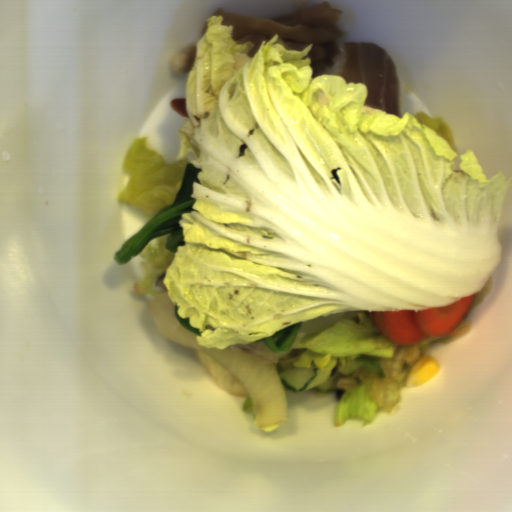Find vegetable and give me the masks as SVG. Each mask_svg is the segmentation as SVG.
I'll use <instances>...</instances> for the list:
<instances>
[{
    "mask_svg": "<svg viewBox=\"0 0 512 512\" xmlns=\"http://www.w3.org/2000/svg\"><path fill=\"white\" fill-rule=\"evenodd\" d=\"M491 287L490 277L486 286L476 292L471 309L451 334L411 346H399L387 340L374 327L371 310L358 309L302 321L294 342L283 353H274L255 341L236 346L275 367L288 369L317 366L336 371L357 360L378 362L383 378L373 375L369 368H357L354 373L356 384L340 398L333 414L335 427H341L347 421H358L365 427L377 414L394 411L407 384L408 372L431 347L449 344L470 332L473 326L469 320L470 313L490 295Z\"/></svg>",
    "mask_w": 512,
    "mask_h": 512,
    "instance_id": "vegetable-1",
    "label": "vegetable"
},
{
    "mask_svg": "<svg viewBox=\"0 0 512 512\" xmlns=\"http://www.w3.org/2000/svg\"><path fill=\"white\" fill-rule=\"evenodd\" d=\"M170 233L156 237L139 253L140 263L132 282L137 294L149 295L153 299L162 293H168L164 274L172 264L175 254L166 248Z\"/></svg>",
    "mask_w": 512,
    "mask_h": 512,
    "instance_id": "vegetable-2",
    "label": "vegetable"
},
{
    "mask_svg": "<svg viewBox=\"0 0 512 512\" xmlns=\"http://www.w3.org/2000/svg\"><path fill=\"white\" fill-rule=\"evenodd\" d=\"M195 350V349H194ZM200 362L208 371L215 383L220 386L229 395L242 399L240 410L245 414L253 415V409L249 395L242 381L235 376L224 365L213 359L207 354L195 350Z\"/></svg>",
    "mask_w": 512,
    "mask_h": 512,
    "instance_id": "vegetable-3",
    "label": "vegetable"
}]
</instances>
